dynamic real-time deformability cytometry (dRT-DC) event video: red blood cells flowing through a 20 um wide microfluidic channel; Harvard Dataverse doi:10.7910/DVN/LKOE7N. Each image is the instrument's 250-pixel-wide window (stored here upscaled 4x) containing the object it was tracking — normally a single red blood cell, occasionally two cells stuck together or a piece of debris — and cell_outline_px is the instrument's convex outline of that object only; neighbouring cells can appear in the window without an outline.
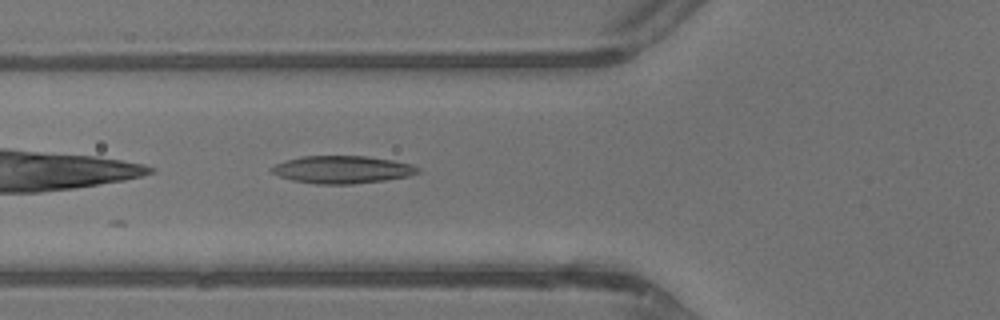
{"species": "common noctule bat (a hibernating species)", "species_latin": "Nyctalus noctula", "temperature_condition": "warm", "stored_images_in_passage": 25, "camera_frame_rate_fps": 3000, "um_per_image_px": 0.085, "animal": {"sex": "male", "body_mass_g": 13.3}, "frame": {"image": 1, "passage_image": 3, "time_ms": 0.667, "image_size_px": [1000, 320], "cell_outline_px": [[420, 172], [408, 176], [384, 180], [352, 184], [316, 184], [292, 180], [280, 176], [272, 172], [268, 168], [284, 160], [300, 156], [368, 156], [392, 160], [412, 164], [420, 168]], "centroid_in_image_um": [29.08, 14.41], "position_along_channel_um": 96.7, "area_um2": 23.58}}
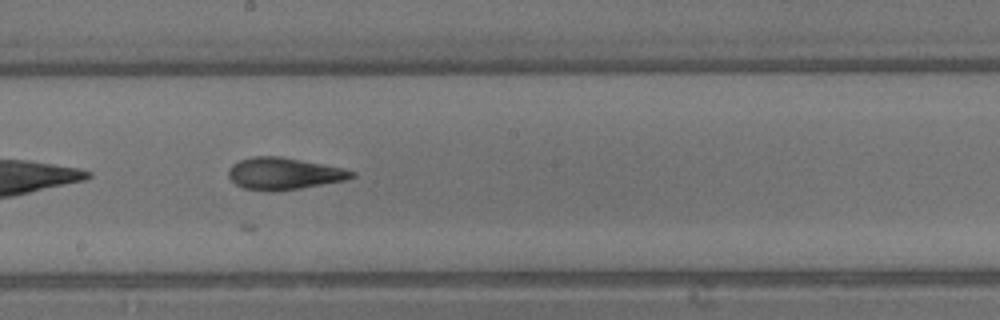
{"frame": {"image": 2, "passage_image": 11, "time_ms": 3.333, "image_size_px": [1000, 320], "cell_outline_px": [[356, 176], [344, 180], [300, 188], [244, 188], [236, 184], [228, 176], [228, 168], [232, 164], [240, 160], [252, 156], [280, 156], [340, 168], [356, 172]], "centroid_in_image_um": [24.11, 14.71], "position_along_channel_um": 224.1, "area_um2": 21.85}}
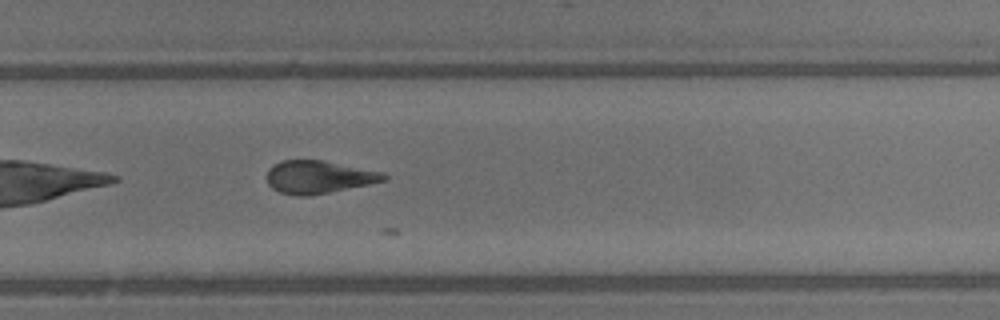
{"frame": {"image": 3, "passage_image": 16, "time_ms": 5.0, "image_size_px": [1000, 320], "cell_outline_px": [[388, 180], [308, 196], [296, 196], [280, 192], [272, 188], [268, 184], [268, 168], [284, 160], [320, 160], [384, 172], [388, 176]], "centroid_in_image_um": [27.1, 15.05], "position_along_channel_um": 302.7, "area_um2": 22.08}}